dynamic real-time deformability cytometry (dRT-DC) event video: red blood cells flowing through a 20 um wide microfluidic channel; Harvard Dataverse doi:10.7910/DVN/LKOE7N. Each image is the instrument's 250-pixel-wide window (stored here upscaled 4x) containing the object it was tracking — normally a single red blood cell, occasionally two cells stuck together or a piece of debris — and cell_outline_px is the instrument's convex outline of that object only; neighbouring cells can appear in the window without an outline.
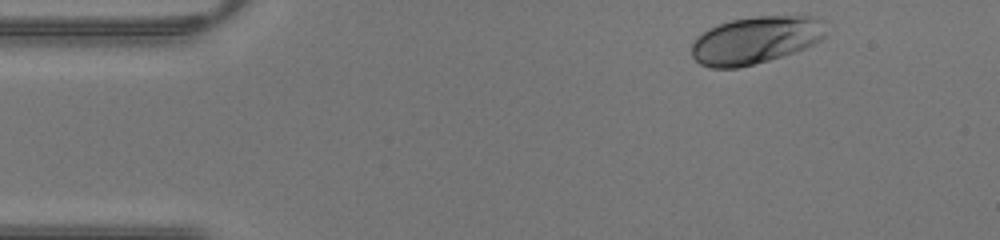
{"species": "human", "species_latin": "Homo sapiens", "temperature_condition": "warm", "stored_images_in_passage": 39, "camera_frame_rate_fps": 3000, "um_per_image_px": 0.085, "donor": {"sex": "male"}, "frame": {"image": 1, "passage_image": 1, "time_ms": 0.0, "image_size_px": [1000, 240], "cell_outline_px": [[824, 36], [820, 40], [804, 48], [768, 60], [736, 68], [712, 68], [700, 64], [692, 56], [692, 44], [696, 36], [708, 28], [732, 20], [756, 16], [816, 16], [824, 20]], "centroid_in_image_um": [64.2, 3.4], "position_along_channel_um": 20.8, "area_um2": 36.82}}
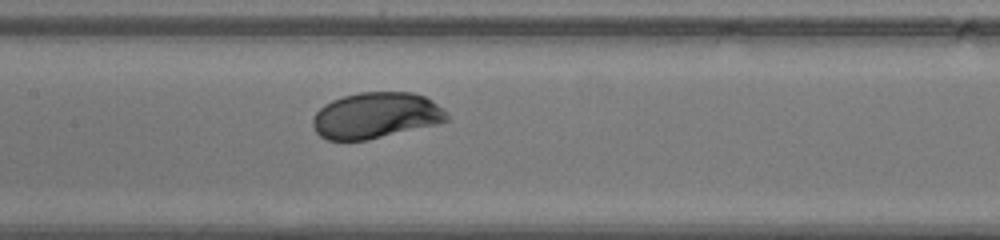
{"frame": {"image": 2, "passage_image": 16, "time_ms": 5.0, "image_size_px": [1000, 240], "cell_outline_px": [[448, 120], [436, 124], [368, 140], [328, 140], [320, 136], [316, 132], [312, 124], [312, 120], [316, 112], [324, 104], [332, 100], [344, 96], [360, 92], [412, 92], [424, 96], [432, 100], [444, 108], [448, 112]], "centroid_in_image_um": [31.96, 9.81], "position_along_channel_um": 175.4, "area_um2": 36.01}}
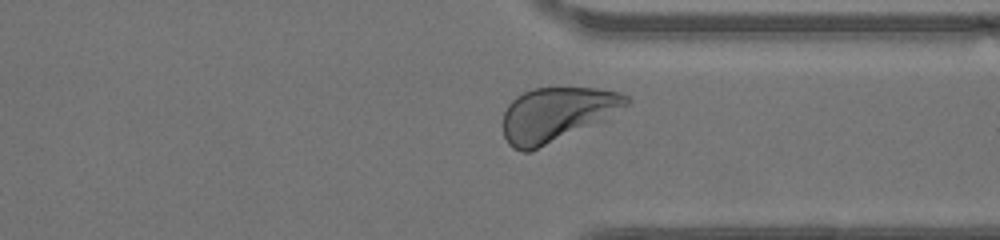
{"frame": {"image": 3, "passage_image": 28, "time_ms": 9.0, "image_size_px": [1000, 240], "cell_outline_px": [[632, 100], [628, 104], [608, 120], [532, 152], [524, 152], [512, 148], [508, 144], [504, 136], [504, 112], [508, 104], [516, 96], [532, 88], [596, 88], [620, 92], [628, 96]], "centroid_in_image_um": [47.37, 9.75], "position_along_channel_um": 364.0, "area_um2": 39.77}}